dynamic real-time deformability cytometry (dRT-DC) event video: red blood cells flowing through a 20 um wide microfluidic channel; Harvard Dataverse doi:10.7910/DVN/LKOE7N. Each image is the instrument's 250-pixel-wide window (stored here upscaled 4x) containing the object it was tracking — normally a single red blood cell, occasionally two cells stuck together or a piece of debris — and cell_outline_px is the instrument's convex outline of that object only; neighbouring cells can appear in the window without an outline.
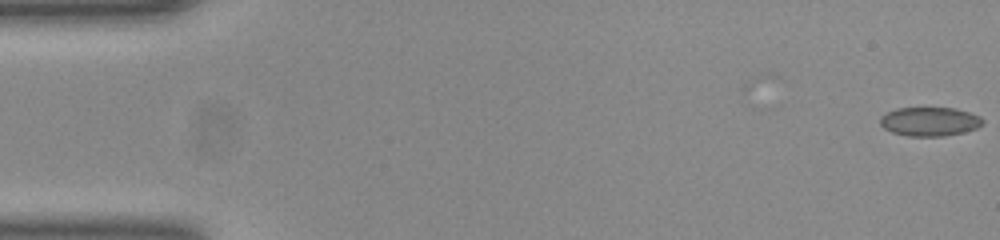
{"species": "common noctule bat (a hibernating species)", "species_latin": "Nyctalus noctula", "temperature_condition": "room temperature", "stored_images_in_passage": 49, "camera_frame_rate_fps": 3000, "um_per_image_px": 0.085, "animal": {"sex": "female", "body_mass_g": 23.0, "forearm_length_mm": 53.4}, "frame": {"image": 1, "passage_image": 1, "time_ms": 0.0, "image_size_px": [1000, 240], "cell_outline_px": [[984, 124], [976, 128], [964, 132], [944, 136], [908, 136], [892, 132], [884, 128], [880, 124], [880, 116], [896, 108], [956, 108], [980, 116], [984, 120]], "centroid_in_image_um": [79.03, 10.33], "position_along_channel_um": 6.0, "area_um2": 17.34}}
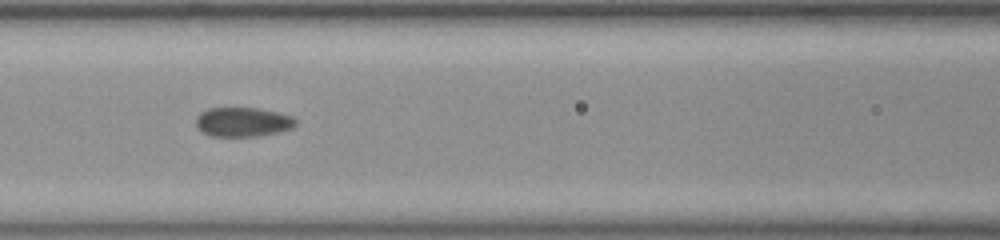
{"frame": {"image": 2, "passage_image": 23, "time_ms": 7.333, "image_size_px": [1000, 240], "cell_outline_px": [[296, 124], [292, 128], [276, 132], [256, 136], [212, 136], [204, 132], [196, 124], [196, 116], [200, 112], [208, 108], [256, 108], [276, 112], [292, 116], [296, 120]], "centroid_in_image_um": [20.63, 10.36], "position_along_channel_um": 146.0, "area_um2": 16.82}}
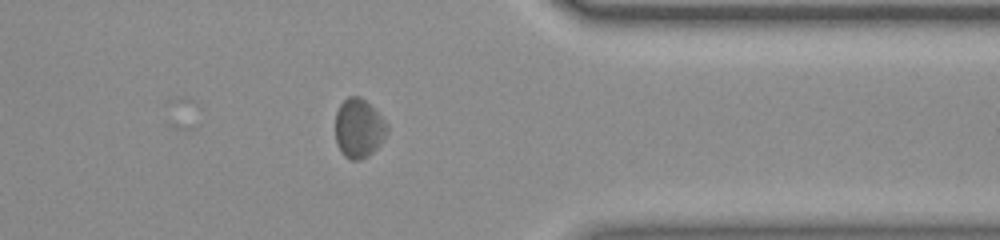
{"frame": {"image": 3, "passage_image": 42, "time_ms": 13.667, "image_size_px": [1000, 240], "cell_outline_px": [[388, 132], [380, 144], [368, 156], [360, 160], [352, 160], [344, 156], [340, 152], [336, 144], [336, 112], [340, 104], [348, 96], [360, 96], [384, 120], [388, 128]], "centroid_in_image_um": [30.47, 10.93], "position_along_channel_um": 380.9, "area_um2": 17.69}}